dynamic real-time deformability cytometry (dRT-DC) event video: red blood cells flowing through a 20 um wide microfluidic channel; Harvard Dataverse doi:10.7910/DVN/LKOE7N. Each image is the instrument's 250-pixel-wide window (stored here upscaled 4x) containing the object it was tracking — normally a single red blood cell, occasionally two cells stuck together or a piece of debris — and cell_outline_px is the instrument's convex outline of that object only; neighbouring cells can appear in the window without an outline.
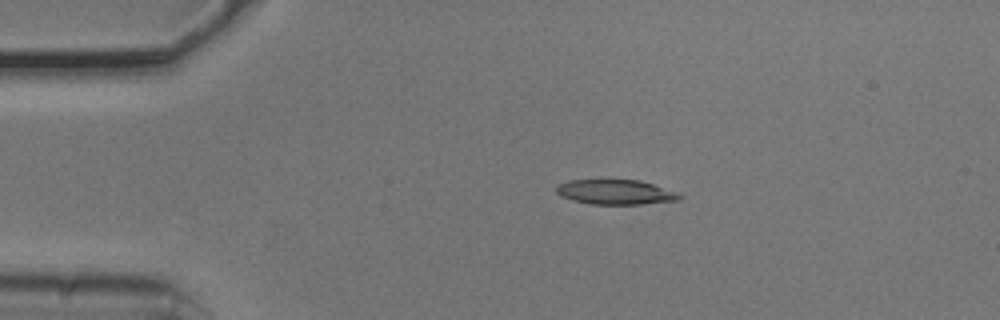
{"species": "common noctule bat (a hibernating species)", "species_latin": "Nyctalus noctula", "temperature_condition": "cold", "stored_images_in_passage": 3, "camera_frame_rate_fps": 3000, "um_per_image_px": 0.085, "animal": {"sex": "male", "body_mass_g": 20.5, "forearm_length_mm": 52.5}, "frame": {"image": 1, "passage_image": 1, "time_ms": 0.0, "image_size_px": [1000, 320], "cell_outline_px": [[684, 196], [680, 200], [640, 204], [592, 204], [572, 200], [560, 196], [556, 192], [556, 188], [560, 184], [568, 180], [640, 180], [680, 192]], "centroid_in_image_um": [52.38, 16.33], "position_along_channel_um": 32.6, "area_um2": 17.92}}
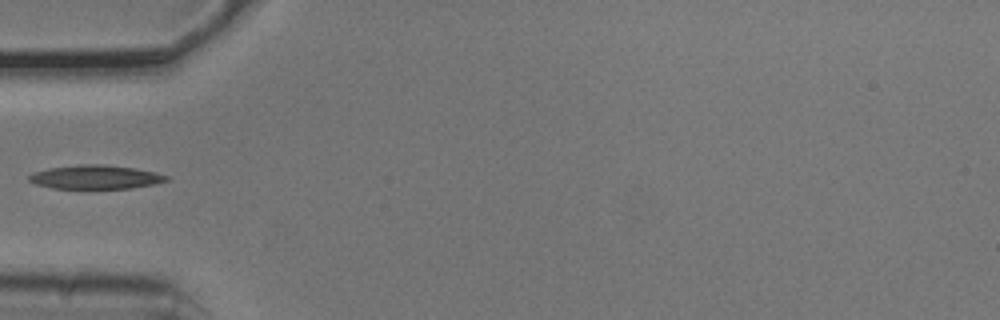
{"frame": {"image": 2, "passage_image": 3, "time_ms": 0.667, "image_size_px": [1000, 320], "cell_outline_px": [[168, 180], [152, 184], [132, 188], [80, 192], [52, 188], [36, 184], [28, 180], [28, 176], [32, 172], [48, 168], [80, 164], [104, 164], [136, 168], [156, 172], [168, 176]], "centroid_in_image_um": [8.06, 15.1], "position_along_channel_um": 76.9, "area_um2": 20.23}}